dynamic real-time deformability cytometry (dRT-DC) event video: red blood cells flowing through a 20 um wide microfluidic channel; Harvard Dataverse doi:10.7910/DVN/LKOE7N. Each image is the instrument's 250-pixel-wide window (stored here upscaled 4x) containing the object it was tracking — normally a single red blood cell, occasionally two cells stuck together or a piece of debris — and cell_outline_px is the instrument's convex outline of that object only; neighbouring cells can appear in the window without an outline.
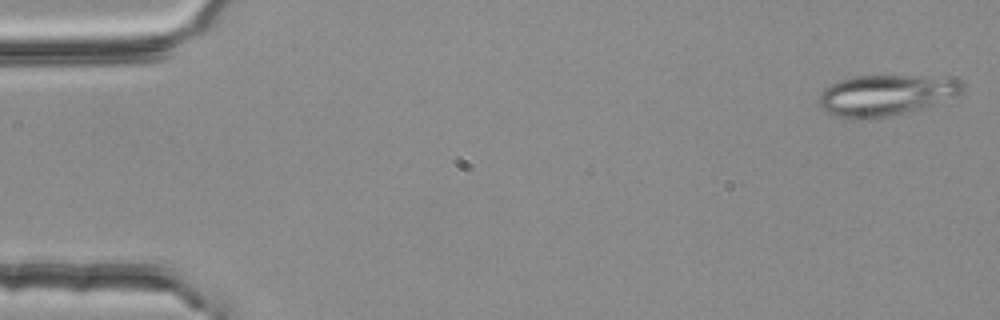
{"species": "common noctule bat (a hibernating species)", "species_latin": "Nyctalus noctula", "temperature_condition": "room temperature", "stored_images_in_passage": 3, "camera_frame_rate_fps": 3000, "um_per_image_px": 0.085, "animal": {"sex": "female", "body_mass_g": 25.1}, "frame": {"image": 1, "passage_image": 1, "time_ms": 0.0, "image_size_px": [1000, 320], "cell_outline_px": [[964, 88], [960, 92], [952, 96], [916, 112], [868, 120], [832, 116], [824, 112], [816, 104], [820, 92], [828, 84], [852, 76], [956, 76], [964, 84]], "centroid_in_image_um": [75.26, 8.1], "position_along_channel_um": 9.7, "area_um2": 35.32}}